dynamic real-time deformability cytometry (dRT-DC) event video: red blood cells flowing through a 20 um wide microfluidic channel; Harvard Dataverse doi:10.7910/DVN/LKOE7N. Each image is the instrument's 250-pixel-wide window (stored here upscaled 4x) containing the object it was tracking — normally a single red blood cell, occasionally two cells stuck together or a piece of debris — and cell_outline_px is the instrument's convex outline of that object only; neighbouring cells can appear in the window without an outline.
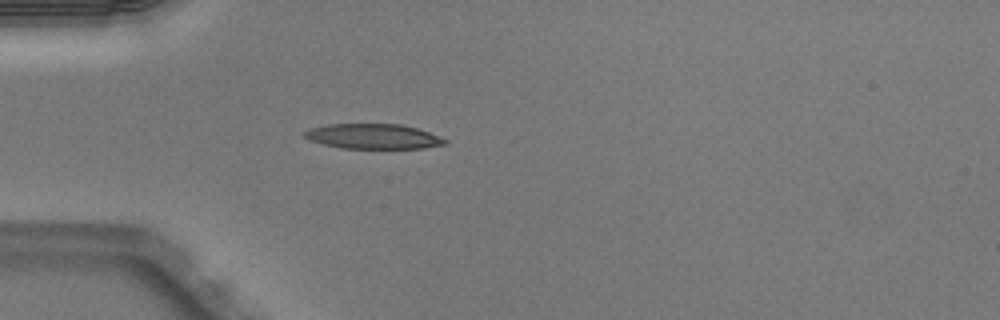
{"species": "Egyptian fruit bat (a non-hibernating species)", "species_latin": "Rousettus aegyptiacus", "temperature_condition": "warm", "stored_images_in_passage": 36, "camera_frame_rate_fps": 3000, "um_per_image_px": 0.085, "animal": {"sex": "male"}, "frame": {"image": 1, "passage_image": 1, "time_ms": 0.0, "image_size_px": [1000, 320], "cell_outline_px": [[448, 144], [424, 148], [344, 148], [324, 144], [308, 140], [300, 132], [308, 128], [328, 124], [400, 124], [416, 128], [440, 136], [448, 140]], "centroid_in_image_um": [31.7, 11.59], "position_along_channel_um": 53.3, "area_um2": 20.58}}
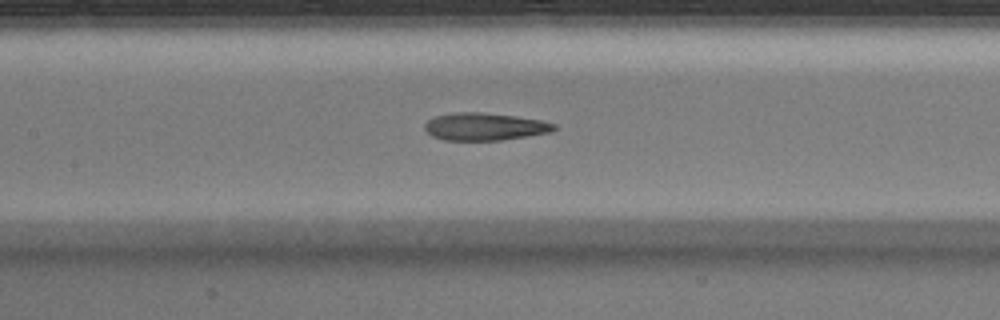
{"frame": {"image": 2, "passage_image": 10, "time_ms": 3.0, "image_size_px": [1000, 320], "cell_outline_px": [[556, 128], [552, 132], [500, 140], [444, 140], [432, 136], [424, 128], [424, 124], [428, 120], [436, 116], [456, 112], [484, 112], [516, 116], [540, 120], [556, 124]], "centroid_in_image_um": [41.2, 10.76], "position_along_channel_um": 166.2, "area_um2": 20.69}}
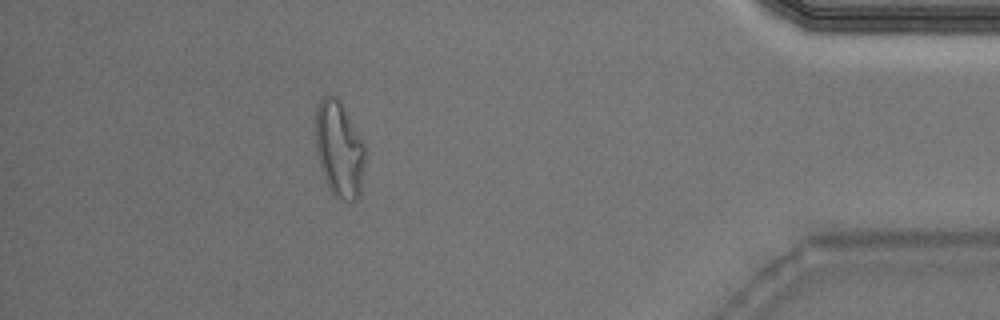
{"frame": {"image": 3, "passage_image": 31, "time_ms": 10.0, "image_size_px": [1000, 320], "cell_outline_px": [[364, 164], [360, 192], [356, 200], [344, 200], [336, 196], [328, 188], [324, 180], [320, 168], [316, 152], [316, 104], [324, 96], [336, 96], [340, 100], [364, 144]], "centroid_in_image_um": [28.8, 12.68], "position_along_channel_um": 406.4, "area_um2": 27.57}, "authors_computed_cell_mechanics": {"area_um2": 21.2704, "velocity_mm_per_s": 4.0704, "shape_relaxation_time_tau1_ms": 5.2803, "shape_relaxation_time_tau2_ms": 2.3377, "deformation_change_tau1": 0.2187, "deformation_change_tau2": 0.1222}}